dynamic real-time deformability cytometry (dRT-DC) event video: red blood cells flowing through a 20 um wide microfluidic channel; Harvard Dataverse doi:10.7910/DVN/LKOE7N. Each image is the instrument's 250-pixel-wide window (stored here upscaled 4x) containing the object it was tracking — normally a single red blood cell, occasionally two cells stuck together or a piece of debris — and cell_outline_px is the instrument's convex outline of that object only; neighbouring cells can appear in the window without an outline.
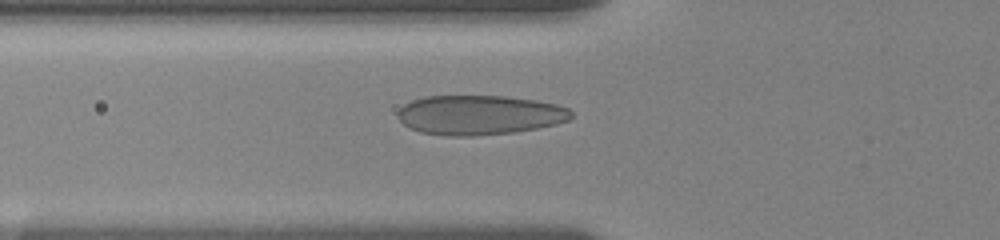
{"species": "human", "species_latin": "Homo sapiens", "temperature_condition": "room temperature", "stored_images_in_passage": 37, "camera_frame_rate_fps": 3000, "um_per_image_px": 0.085, "donor": {"sex": "female"}, "frame": {"image": 1, "passage_image": 2, "time_ms": 0.333, "image_size_px": [1000, 240], "cell_outline_px": [[572, 116], [568, 120], [556, 124], [536, 128], [512, 132], [472, 136], [444, 136], [420, 132], [408, 128], [396, 116], [396, 112], [404, 104], [412, 100], [424, 96], [504, 96], [536, 100], [556, 104], [568, 108], [572, 112]], "centroid_in_image_um": [40.71, 9.77], "position_along_channel_um": 85.1, "area_um2": 40.17}}
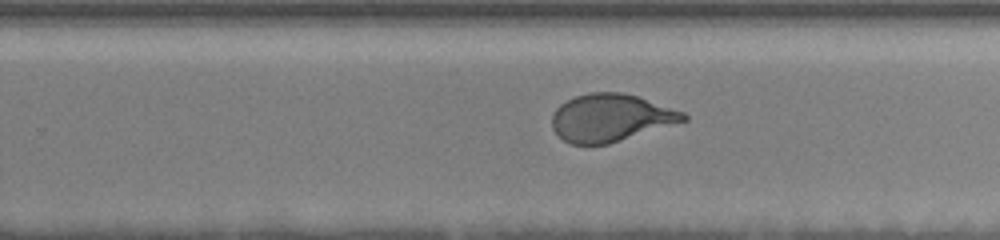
{"frame": {"image": 2, "passage_image": 18, "time_ms": 5.667, "image_size_px": [1000, 240], "cell_outline_px": [[688, 120], [608, 144], [572, 144], [564, 140], [552, 128], [552, 116], [556, 108], [560, 104], [576, 96], [592, 92], [620, 92], [636, 96], [684, 112], [688, 116]], "centroid_in_image_um": [51.9, 10.01], "position_along_channel_um": 277.9, "area_um2": 36.01}}
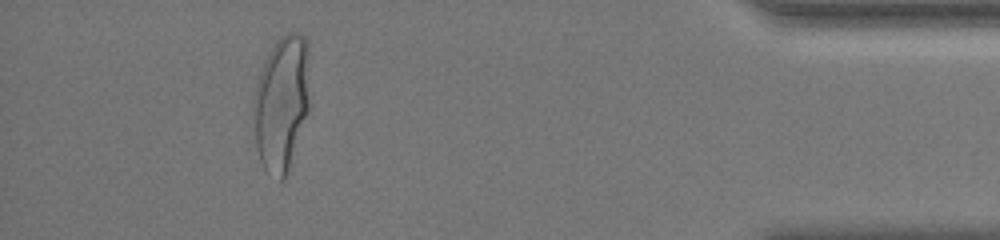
{"frame": {"image": 3, "passage_image": 33, "time_ms": 10.667, "image_size_px": [1000, 240], "cell_outline_px": [[308, 112], [284, 180], [280, 180], [264, 168], [260, 160], [256, 148], [252, 112], [252, 100], [256, 84], [260, 72], [268, 52], [276, 40], [280, 36], [288, 32], [300, 32], [308, 40]], "centroid_in_image_um": [23.91, 8.7], "position_along_channel_um": 411.3, "area_um2": 44.51}, "authors_computed_cell_mechanics": {"area_um2": 37.6856, "velocity_mm_per_s": 3.6002, "shape_relaxation_time_tau1_ms": 4.5278, "shape_relaxation_time_tau2_ms": null, "deformation_change_tau1": 0.186, "deformation_change_tau2": null}}